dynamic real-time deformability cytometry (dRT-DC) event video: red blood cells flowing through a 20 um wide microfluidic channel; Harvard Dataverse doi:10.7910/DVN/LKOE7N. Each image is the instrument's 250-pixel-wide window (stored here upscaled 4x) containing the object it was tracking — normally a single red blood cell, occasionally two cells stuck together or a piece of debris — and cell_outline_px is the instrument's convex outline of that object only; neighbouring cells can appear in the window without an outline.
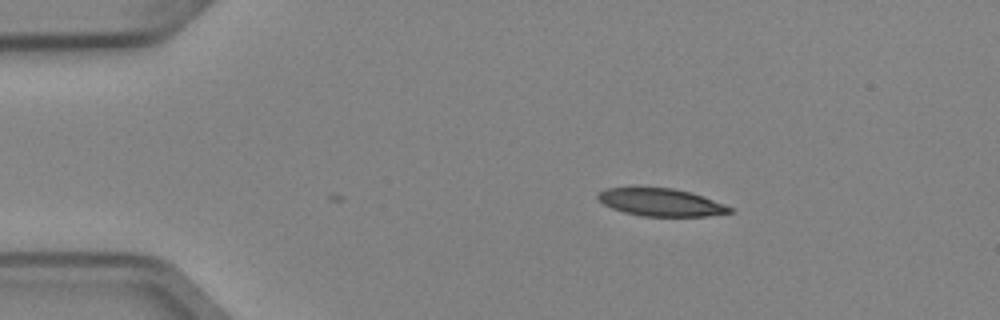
{"species": "Egyptian fruit bat (a non-hibernating species)", "species_latin": "Rousettus aegyptiacus", "temperature_condition": "cold", "stored_images_in_passage": 2, "camera_frame_rate_fps": 3000, "um_per_image_px": 0.085, "animal": {"sex": "female"}, "frame": {"image": 1, "passage_image": 2, "time_ms": 0.333, "image_size_px": [1000, 320], "cell_outline_px": [[732, 212], [708, 216], [640, 216], [624, 212], [612, 208], [604, 204], [596, 196], [604, 188], [672, 188], [692, 192], [724, 204], [732, 208]], "centroid_in_image_um": [56.18, 17.2], "position_along_channel_um": 28.8, "area_um2": 21.04}}